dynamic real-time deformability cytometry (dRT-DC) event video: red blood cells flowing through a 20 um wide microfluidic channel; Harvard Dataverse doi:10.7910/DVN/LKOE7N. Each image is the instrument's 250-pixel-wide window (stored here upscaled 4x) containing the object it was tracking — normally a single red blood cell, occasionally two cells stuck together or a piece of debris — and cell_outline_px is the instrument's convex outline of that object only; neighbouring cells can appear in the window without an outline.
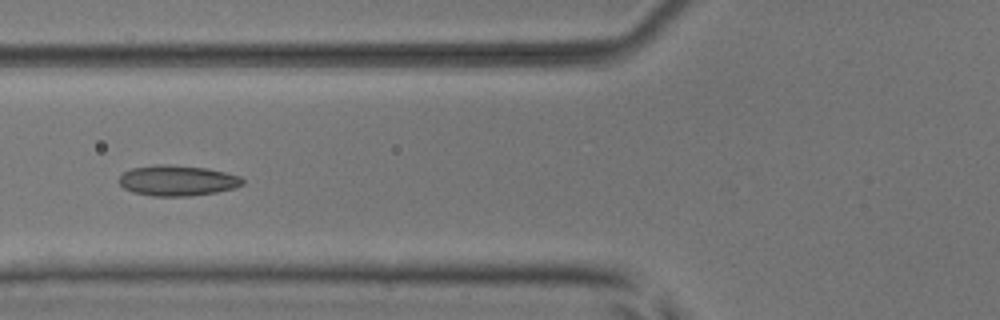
{"species": "common noctule bat (a hibernating species)", "species_latin": "Nyctalus noctula", "temperature_condition": "room temperature", "stored_images_in_passage": 7, "camera_frame_rate_fps": 3000, "um_per_image_px": 0.085, "animal": {"sex": "male", "body_mass_g": 17.9, "forearm_length_mm": 54.2}, "frame": {"image": 1, "passage_image": 6, "time_ms": 6.667, "image_size_px": [1000, 320], "cell_outline_px": [[244, 184], [236, 188], [216, 192], [188, 196], [152, 196], [132, 192], [124, 188], [116, 180], [124, 172], [132, 168], [156, 164], [168, 164], [204, 168], [224, 172], [240, 176], [244, 180]], "centroid_in_image_um": [15.06, 15.35], "position_along_channel_um": 110.7, "area_um2": 22.08}}
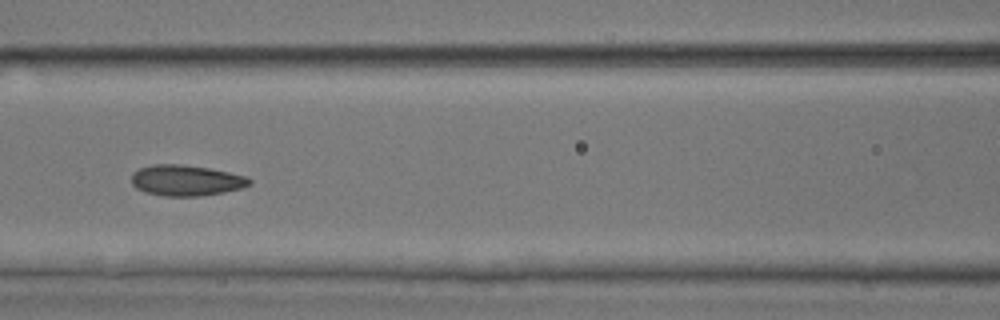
{"frame": {"image": 2, "passage_image": 7, "time_ms": 7.667, "image_size_px": [1000, 320], "cell_outline_px": [[252, 184], [244, 188], [224, 192], [200, 196], [164, 196], [144, 192], [136, 188], [132, 184], [132, 172], [140, 168], [152, 164], [180, 164], [208, 168], [248, 176], [252, 180]], "centroid_in_image_um": [15.84, 15.34], "position_along_channel_um": 150.8, "area_um2": 21.39}}